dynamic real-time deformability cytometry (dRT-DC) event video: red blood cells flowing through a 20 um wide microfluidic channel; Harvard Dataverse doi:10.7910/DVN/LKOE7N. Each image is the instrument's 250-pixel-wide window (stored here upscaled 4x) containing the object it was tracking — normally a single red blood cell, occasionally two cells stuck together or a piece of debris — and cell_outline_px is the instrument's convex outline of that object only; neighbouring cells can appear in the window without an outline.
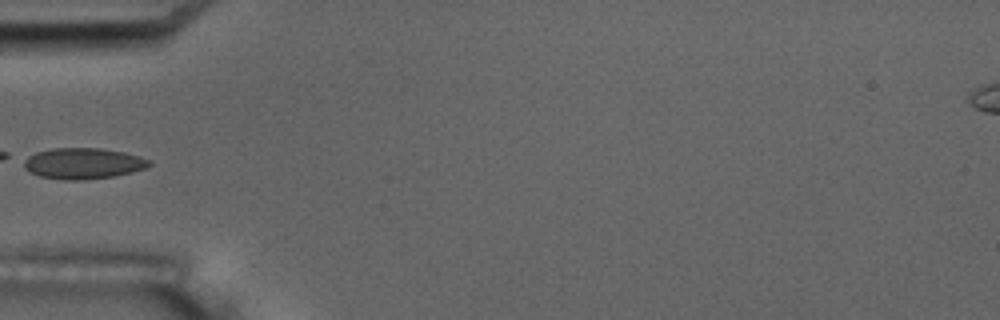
{"species": "common noctule bat (a hibernating species)", "species_latin": "Nyctalus noctula", "temperature_condition": "room temperature", "stored_images_in_passage": 1, "camera_frame_rate_fps": 3000, "um_per_image_px": 0.085, "animal": {"sex": "male", "body_mass_g": 17.5, "forearm_length_mm": 52.3}, "frame": {"image": 1, "passage_image": 1, "time_ms": 0.0, "image_size_px": [1000, 320], "cell_outline_px": [[152, 164], [144, 168], [112, 176], [84, 180], [64, 180], [40, 176], [28, 172], [24, 168], [24, 160], [28, 156], [36, 152], [52, 148], [100, 148], [124, 152], [140, 156], [152, 160]], "centroid_in_image_um": [7.04, 13.88], "position_along_channel_um": 78.0, "area_um2": 22.6}}